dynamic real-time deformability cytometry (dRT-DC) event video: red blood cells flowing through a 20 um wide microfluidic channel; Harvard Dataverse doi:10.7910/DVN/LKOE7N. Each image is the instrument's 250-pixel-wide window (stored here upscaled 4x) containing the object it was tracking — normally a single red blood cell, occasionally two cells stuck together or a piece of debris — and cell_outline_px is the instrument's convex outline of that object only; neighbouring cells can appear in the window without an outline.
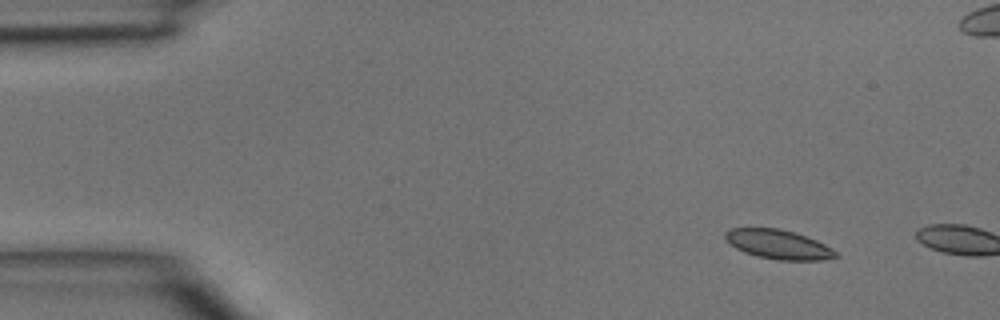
{"species": "common noctule bat (a hibernating species)", "species_latin": "Nyctalus noctula", "temperature_condition": "room temperature", "stored_images_in_passage": 2, "camera_frame_rate_fps": 3000, "um_per_image_px": 0.085, "animal": {"sex": "male", "body_mass_g": 15.6}, "frame": {"image": 1, "passage_image": 1, "time_ms": 0.0, "image_size_px": [1000, 320], "cell_outline_px": [[840, 256], [820, 260], [776, 260], [756, 256], [744, 252], [736, 248], [724, 236], [724, 232], [732, 228], [780, 228], [796, 232], [816, 240], [832, 248]], "centroid_in_image_um": [66.18, 20.77], "position_along_channel_um": 18.8, "area_um2": 18.84}}